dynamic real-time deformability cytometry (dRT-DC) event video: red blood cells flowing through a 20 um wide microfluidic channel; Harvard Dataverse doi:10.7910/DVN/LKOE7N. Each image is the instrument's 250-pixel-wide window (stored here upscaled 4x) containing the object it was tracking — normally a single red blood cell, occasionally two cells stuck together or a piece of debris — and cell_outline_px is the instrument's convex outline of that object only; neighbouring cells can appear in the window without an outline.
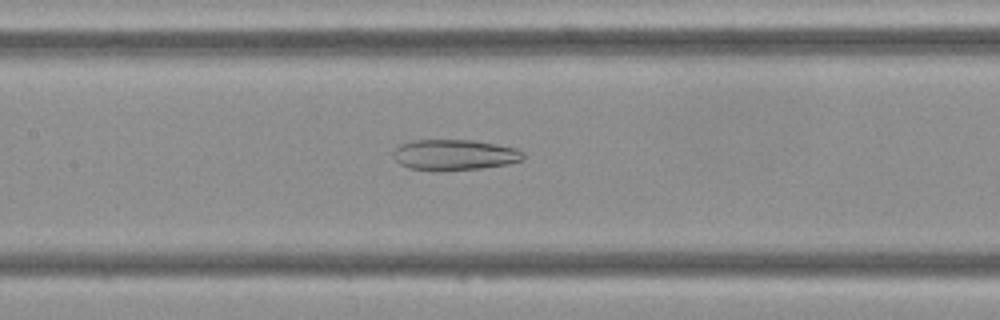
{"species": "Egyptian fruit bat (a non-hibernating species)", "species_latin": "Rousettus aegyptiacus", "temperature_condition": "cold", "stored_images_in_passage": 47, "camera_frame_rate_fps": 3000, "um_per_image_px": 0.085, "frame": {"image": 1, "passage_image": 22, "time_ms": 7.0, "image_size_px": [1000, 320], "cell_outline_px": [[524, 160], [508, 164], [480, 168], [444, 172], [440, 172], [408, 168], [400, 164], [392, 156], [392, 152], [400, 144], [412, 140], [472, 140], [496, 144], [516, 148], [524, 152]], "centroid_in_image_um": [38.61, 13.18], "position_along_channel_um": 168.8, "area_um2": 23.7}}
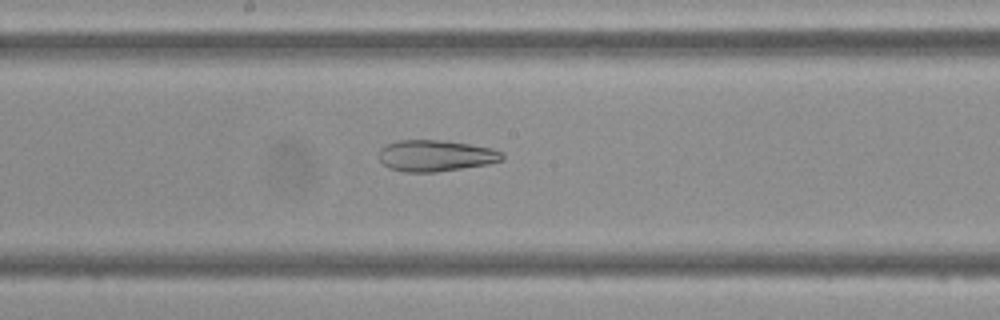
{"frame": {"image": 2, "passage_image": 25, "time_ms": 8.0, "image_size_px": [1000, 320], "cell_outline_px": [[504, 160], [488, 164], [436, 172], [408, 172], [388, 168], [380, 160], [380, 148], [384, 144], [396, 140], [444, 140], [492, 148], [504, 152]], "centroid_in_image_um": [37.04, 13.22], "position_along_channel_um": 211.2, "area_um2": 22.66}}
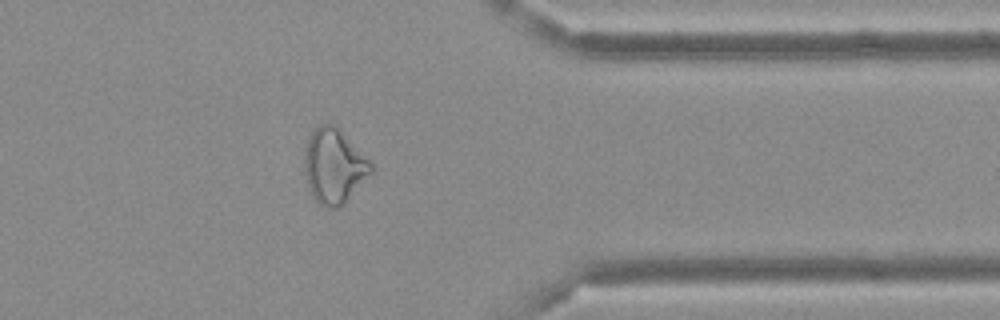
{"frame": {"image": 3, "passage_image": 38, "time_ms": 12.333, "image_size_px": [1000, 320], "cell_outline_px": [[372, 172], [344, 204], [336, 208], [324, 208], [312, 196], [308, 184], [304, 168], [304, 156], [308, 140], [312, 132], [320, 124], [332, 124], [372, 164]], "centroid_in_image_um": [28.36, 14.18], "position_along_channel_um": 383.0, "area_um2": 28.09}}